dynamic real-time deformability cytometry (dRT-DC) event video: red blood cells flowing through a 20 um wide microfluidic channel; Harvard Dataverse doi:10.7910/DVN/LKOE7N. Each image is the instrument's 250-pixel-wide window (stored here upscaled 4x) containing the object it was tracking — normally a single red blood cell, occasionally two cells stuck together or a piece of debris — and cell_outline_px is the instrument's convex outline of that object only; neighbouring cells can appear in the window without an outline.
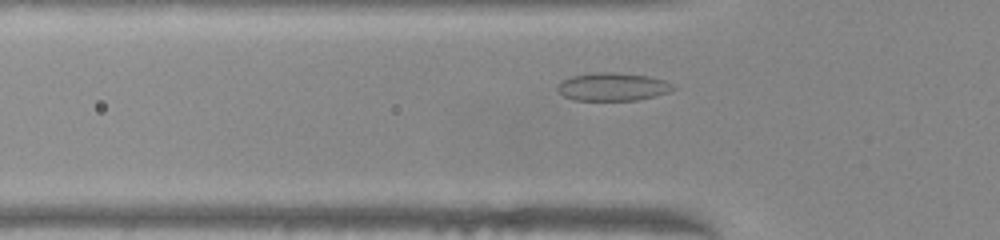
{"species": "common noctule bat (a hibernating species)", "species_latin": "Nyctalus noctula", "temperature_condition": "warm", "stored_images_in_passage": 37, "camera_frame_rate_fps": 3000, "um_per_image_px": 0.085, "animal": {"sex": "female", "body_mass_g": 22.0, "forearm_length_mm": 56.7}, "frame": {"image": 1, "passage_image": 2, "time_ms": 0.333, "image_size_px": [1000, 240], "cell_outline_px": [[676, 88], [668, 92], [656, 96], [636, 100], [572, 100], [564, 96], [556, 88], [556, 84], [560, 80], [572, 76], [600, 72], [608, 72], [648, 76], [664, 80], [672, 84]], "centroid_in_image_um": [52.04, 7.38], "position_along_channel_um": 73.8, "area_um2": 18.84}}
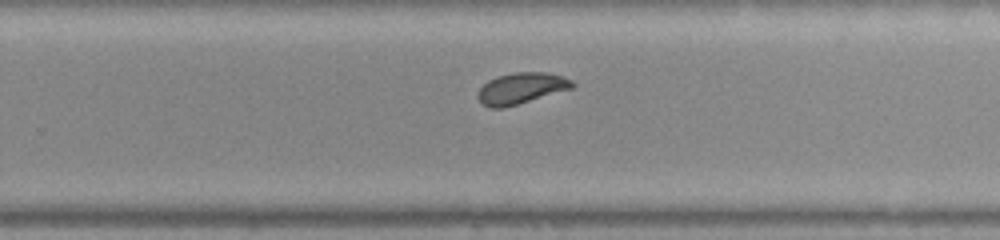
{"frame": {"image": 2, "passage_image": 18, "time_ms": 5.667, "image_size_px": [1000, 240], "cell_outline_px": [[576, 84], [572, 88], [504, 108], [492, 108], [484, 104], [476, 96], [480, 88], [488, 80], [496, 76], [516, 72], [544, 72], [560, 76], [572, 80]], "centroid_in_image_um": [44.28, 7.5], "position_along_channel_um": 285.5, "area_um2": 16.94}}
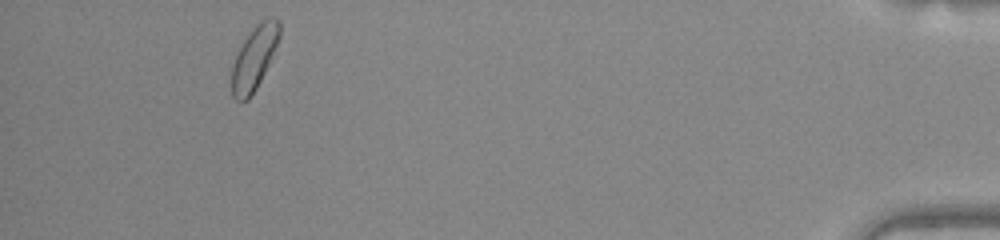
{"frame": {"image": 3, "passage_image": 33, "time_ms": 10.667, "image_size_px": [1000, 240], "cell_outline_px": [[280, 36], [268, 64], [256, 88], [248, 100], [240, 104], [232, 96], [232, 64], [236, 52], [252, 28], [260, 20], [268, 16], [272, 16], [280, 20]], "centroid_in_image_um": [21.6, 4.9], "position_along_channel_um": 413.6, "area_um2": 17.8}, "authors_computed_cell_mechanics": {"area_um2": 17.2244, "velocity_mm_per_s": 3.9752, "shape_relaxation_time_tau1_ms": 3.2061, "shape_relaxation_time_tau2_ms": 0.8729, "deformation_change_tau1": 0.1265, "deformation_change_tau2": 0.0538}}